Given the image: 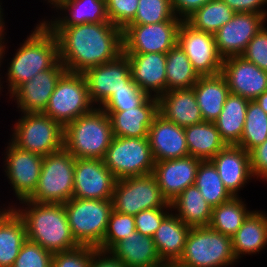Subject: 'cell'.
<instances>
[{
  "mask_svg": "<svg viewBox=\"0 0 267 267\" xmlns=\"http://www.w3.org/2000/svg\"><path fill=\"white\" fill-rule=\"evenodd\" d=\"M47 27L57 38L59 60L67 72L84 73L123 54V31L113 23Z\"/></svg>",
  "mask_w": 267,
  "mask_h": 267,
  "instance_id": "1",
  "label": "cell"
},
{
  "mask_svg": "<svg viewBox=\"0 0 267 267\" xmlns=\"http://www.w3.org/2000/svg\"><path fill=\"white\" fill-rule=\"evenodd\" d=\"M20 204H23L22 208L10 204L8 207H12L23 219L27 240L52 253L80 246L72 235L64 204L39 203L28 199Z\"/></svg>",
  "mask_w": 267,
  "mask_h": 267,
  "instance_id": "2",
  "label": "cell"
},
{
  "mask_svg": "<svg viewBox=\"0 0 267 267\" xmlns=\"http://www.w3.org/2000/svg\"><path fill=\"white\" fill-rule=\"evenodd\" d=\"M39 22L9 62L5 82L10 95L21 84L59 61L56 36L42 21Z\"/></svg>",
  "mask_w": 267,
  "mask_h": 267,
  "instance_id": "3",
  "label": "cell"
},
{
  "mask_svg": "<svg viewBox=\"0 0 267 267\" xmlns=\"http://www.w3.org/2000/svg\"><path fill=\"white\" fill-rule=\"evenodd\" d=\"M112 138L110 118L97 106L64 127V148L75 158L103 159Z\"/></svg>",
  "mask_w": 267,
  "mask_h": 267,
  "instance_id": "4",
  "label": "cell"
},
{
  "mask_svg": "<svg viewBox=\"0 0 267 267\" xmlns=\"http://www.w3.org/2000/svg\"><path fill=\"white\" fill-rule=\"evenodd\" d=\"M64 208L77 243L80 246L99 248L113 211L112 199L71 198L64 203Z\"/></svg>",
  "mask_w": 267,
  "mask_h": 267,
  "instance_id": "5",
  "label": "cell"
},
{
  "mask_svg": "<svg viewBox=\"0 0 267 267\" xmlns=\"http://www.w3.org/2000/svg\"><path fill=\"white\" fill-rule=\"evenodd\" d=\"M178 262L188 267H228L238 262L232 238L209 226L191 227Z\"/></svg>",
  "mask_w": 267,
  "mask_h": 267,
  "instance_id": "6",
  "label": "cell"
},
{
  "mask_svg": "<svg viewBox=\"0 0 267 267\" xmlns=\"http://www.w3.org/2000/svg\"><path fill=\"white\" fill-rule=\"evenodd\" d=\"M15 123L10 140L18 148L43 157L64 148V127L44 113H21Z\"/></svg>",
  "mask_w": 267,
  "mask_h": 267,
  "instance_id": "7",
  "label": "cell"
},
{
  "mask_svg": "<svg viewBox=\"0 0 267 267\" xmlns=\"http://www.w3.org/2000/svg\"><path fill=\"white\" fill-rule=\"evenodd\" d=\"M75 159L65 148L44 156L37 188L28 200L64 204L73 198Z\"/></svg>",
  "mask_w": 267,
  "mask_h": 267,
  "instance_id": "8",
  "label": "cell"
},
{
  "mask_svg": "<svg viewBox=\"0 0 267 267\" xmlns=\"http://www.w3.org/2000/svg\"><path fill=\"white\" fill-rule=\"evenodd\" d=\"M93 105L84 74L66 71L58 80L43 113L65 127L92 111Z\"/></svg>",
  "mask_w": 267,
  "mask_h": 267,
  "instance_id": "9",
  "label": "cell"
},
{
  "mask_svg": "<svg viewBox=\"0 0 267 267\" xmlns=\"http://www.w3.org/2000/svg\"><path fill=\"white\" fill-rule=\"evenodd\" d=\"M103 162L117 180L152 174L155 164L148 137L113 136Z\"/></svg>",
  "mask_w": 267,
  "mask_h": 267,
  "instance_id": "10",
  "label": "cell"
},
{
  "mask_svg": "<svg viewBox=\"0 0 267 267\" xmlns=\"http://www.w3.org/2000/svg\"><path fill=\"white\" fill-rule=\"evenodd\" d=\"M112 204L113 210L133 216L146 209L171 207L153 174L117 180Z\"/></svg>",
  "mask_w": 267,
  "mask_h": 267,
  "instance_id": "11",
  "label": "cell"
},
{
  "mask_svg": "<svg viewBox=\"0 0 267 267\" xmlns=\"http://www.w3.org/2000/svg\"><path fill=\"white\" fill-rule=\"evenodd\" d=\"M182 21L129 24L123 31V53H167L177 44Z\"/></svg>",
  "mask_w": 267,
  "mask_h": 267,
  "instance_id": "12",
  "label": "cell"
},
{
  "mask_svg": "<svg viewBox=\"0 0 267 267\" xmlns=\"http://www.w3.org/2000/svg\"><path fill=\"white\" fill-rule=\"evenodd\" d=\"M83 74L90 100L98 107L121 88H140L131 77L129 60L124 53L111 62L87 69Z\"/></svg>",
  "mask_w": 267,
  "mask_h": 267,
  "instance_id": "13",
  "label": "cell"
},
{
  "mask_svg": "<svg viewBox=\"0 0 267 267\" xmlns=\"http://www.w3.org/2000/svg\"><path fill=\"white\" fill-rule=\"evenodd\" d=\"M177 44L199 76L221 73L223 58L218 54L214 34L199 31L183 20L178 30Z\"/></svg>",
  "mask_w": 267,
  "mask_h": 267,
  "instance_id": "14",
  "label": "cell"
},
{
  "mask_svg": "<svg viewBox=\"0 0 267 267\" xmlns=\"http://www.w3.org/2000/svg\"><path fill=\"white\" fill-rule=\"evenodd\" d=\"M6 148L4 172L20 202L28 199L37 188L43 156L22 150L11 141Z\"/></svg>",
  "mask_w": 267,
  "mask_h": 267,
  "instance_id": "15",
  "label": "cell"
},
{
  "mask_svg": "<svg viewBox=\"0 0 267 267\" xmlns=\"http://www.w3.org/2000/svg\"><path fill=\"white\" fill-rule=\"evenodd\" d=\"M116 181L103 159H75L73 198L112 199Z\"/></svg>",
  "mask_w": 267,
  "mask_h": 267,
  "instance_id": "16",
  "label": "cell"
},
{
  "mask_svg": "<svg viewBox=\"0 0 267 267\" xmlns=\"http://www.w3.org/2000/svg\"><path fill=\"white\" fill-rule=\"evenodd\" d=\"M266 21L264 14L235 13L233 18L214 34L218 54L223 59L240 56Z\"/></svg>",
  "mask_w": 267,
  "mask_h": 267,
  "instance_id": "17",
  "label": "cell"
},
{
  "mask_svg": "<svg viewBox=\"0 0 267 267\" xmlns=\"http://www.w3.org/2000/svg\"><path fill=\"white\" fill-rule=\"evenodd\" d=\"M221 74L226 79L231 94L249 101L255 100L267 90V71L241 56L223 59Z\"/></svg>",
  "mask_w": 267,
  "mask_h": 267,
  "instance_id": "18",
  "label": "cell"
},
{
  "mask_svg": "<svg viewBox=\"0 0 267 267\" xmlns=\"http://www.w3.org/2000/svg\"><path fill=\"white\" fill-rule=\"evenodd\" d=\"M65 72L66 68L59 60L52 68L21 84L9 97L16 100L17 108L22 113H43L58 80Z\"/></svg>",
  "mask_w": 267,
  "mask_h": 267,
  "instance_id": "19",
  "label": "cell"
},
{
  "mask_svg": "<svg viewBox=\"0 0 267 267\" xmlns=\"http://www.w3.org/2000/svg\"><path fill=\"white\" fill-rule=\"evenodd\" d=\"M201 159L191 155L155 162L153 175L162 196L171 203L188 186L195 184Z\"/></svg>",
  "mask_w": 267,
  "mask_h": 267,
  "instance_id": "20",
  "label": "cell"
},
{
  "mask_svg": "<svg viewBox=\"0 0 267 267\" xmlns=\"http://www.w3.org/2000/svg\"><path fill=\"white\" fill-rule=\"evenodd\" d=\"M148 141L155 162L189 155L184 128L159 113L149 127Z\"/></svg>",
  "mask_w": 267,
  "mask_h": 267,
  "instance_id": "21",
  "label": "cell"
},
{
  "mask_svg": "<svg viewBox=\"0 0 267 267\" xmlns=\"http://www.w3.org/2000/svg\"><path fill=\"white\" fill-rule=\"evenodd\" d=\"M124 54L129 60L131 77L142 91L157 98L166 92V53Z\"/></svg>",
  "mask_w": 267,
  "mask_h": 267,
  "instance_id": "22",
  "label": "cell"
},
{
  "mask_svg": "<svg viewBox=\"0 0 267 267\" xmlns=\"http://www.w3.org/2000/svg\"><path fill=\"white\" fill-rule=\"evenodd\" d=\"M211 161L216 166L219 176L229 193L238 197V191L254 179L250 153L237 145H227Z\"/></svg>",
  "mask_w": 267,
  "mask_h": 267,
  "instance_id": "23",
  "label": "cell"
},
{
  "mask_svg": "<svg viewBox=\"0 0 267 267\" xmlns=\"http://www.w3.org/2000/svg\"><path fill=\"white\" fill-rule=\"evenodd\" d=\"M104 112L110 118L113 136L146 138L149 127L158 114V98L149 96L137 108Z\"/></svg>",
  "mask_w": 267,
  "mask_h": 267,
  "instance_id": "24",
  "label": "cell"
},
{
  "mask_svg": "<svg viewBox=\"0 0 267 267\" xmlns=\"http://www.w3.org/2000/svg\"><path fill=\"white\" fill-rule=\"evenodd\" d=\"M64 16L42 20L46 26H74L84 23L109 22L105 0H45ZM67 10V11H66ZM67 12V13H66Z\"/></svg>",
  "mask_w": 267,
  "mask_h": 267,
  "instance_id": "25",
  "label": "cell"
},
{
  "mask_svg": "<svg viewBox=\"0 0 267 267\" xmlns=\"http://www.w3.org/2000/svg\"><path fill=\"white\" fill-rule=\"evenodd\" d=\"M158 113L180 127H189L203 120L194 88L175 89L158 97Z\"/></svg>",
  "mask_w": 267,
  "mask_h": 267,
  "instance_id": "26",
  "label": "cell"
},
{
  "mask_svg": "<svg viewBox=\"0 0 267 267\" xmlns=\"http://www.w3.org/2000/svg\"><path fill=\"white\" fill-rule=\"evenodd\" d=\"M126 267H158L161 260L153 237L135 231L109 250Z\"/></svg>",
  "mask_w": 267,
  "mask_h": 267,
  "instance_id": "27",
  "label": "cell"
},
{
  "mask_svg": "<svg viewBox=\"0 0 267 267\" xmlns=\"http://www.w3.org/2000/svg\"><path fill=\"white\" fill-rule=\"evenodd\" d=\"M267 245V213L253 210L232 237V250L238 261L242 256L259 254Z\"/></svg>",
  "mask_w": 267,
  "mask_h": 267,
  "instance_id": "28",
  "label": "cell"
},
{
  "mask_svg": "<svg viewBox=\"0 0 267 267\" xmlns=\"http://www.w3.org/2000/svg\"><path fill=\"white\" fill-rule=\"evenodd\" d=\"M6 208H0V267H12L27 240L23 219L12 207Z\"/></svg>",
  "mask_w": 267,
  "mask_h": 267,
  "instance_id": "29",
  "label": "cell"
},
{
  "mask_svg": "<svg viewBox=\"0 0 267 267\" xmlns=\"http://www.w3.org/2000/svg\"><path fill=\"white\" fill-rule=\"evenodd\" d=\"M193 88L203 120L215 121L230 94L226 79L221 73L200 76Z\"/></svg>",
  "mask_w": 267,
  "mask_h": 267,
  "instance_id": "30",
  "label": "cell"
},
{
  "mask_svg": "<svg viewBox=\"0 0 267 267\" xmlns=\"http://www.w3.org/2000/svg\"><path fill=\"white\" fill-rule=\"evenodd\" d=\"M190 228L174 212H170L162 220L153 236V241L163 262L179 260Z\"/></svg>",
  "mask_w": 267,
  "mask_h": 267,
  "instance_id": "31",
  "label": "cell"
},
{
  "mask_svg": "<svg viewBox=\"0 0 267 267\" xmlns=\"http://www.w3.org/2000/svg\"><path fill=\"white\" fill-rule=\"evenodd\" d=\"M175 215L190 227L209 226L213 207L195 185L188 186L170 203Z\"/></svg>",
  "mask_w": 267,
  "mask_h": 267,
  "instance_id": "32",
  "label": "cell"
},
{
  "mask_svg": "<svg viewBox=\"0 0 267 267\" xmlns=\"http://www.w3.org/2000/svg\"><path fill=\"white\" fill-rule=\"evenodd\" d=\"M249 100L229 94L219 117L213 121L226 145H239L244 131Z\"/></svg>",
  "mask_w": 267,
  "mask_h": 267,
  "instance_id": "33",
  "label": "cell"
},
{
  "mask_svg": "<svg viewBox=\"0 0 267 267\" xmlns=\"http://www.w3.org/2000/svg\"><path fill=\"white\" fill-rule=\"evenodd\" d=\"M189 155L211 160L227 145L213 122L202 121L184 128Z\"/></svg>",
  "mask_w": 267,
  "mask_h": 267,
  "instance_id": "34",
  "label": "cell"
},
{
  "mask_svg": "<svg viewBox=\"0 0 267 267\" xmlns=\"http://www.w3.org/2000/svg\"><path fill=\"white\" fill-rule=\"evenodd\" d=\"M199 77L186 53L178 44L166 53V92L192 88Z\"/></svg>",
  "mask_w": 267,
  "mask_h": 267,
  "instance_id": "35",
  "label": "cell"
},
{
  "mask_svg": "<svg viewBox=\"0 0 267 267\" xmlns=\"http://www.w3.org/2000/svg\"><path fill=\"white\" fill-rule=\"evenodd\" d=\"M251 212L241 197H232L213 207L209 227L232 238Z\"/></svg>",
  "mask_w": 267,
  "mask_h": 267,
  "instance_id": "36",
  "label": "cell"
},
{
  "mask_svg": "<svg viewBox=\"0 0 267 267\" xmlns=\"http://www.w3.org/2000/svg\"><path fill=\"white\" fill-rule=\"evenodd\" d=\"M235 13L223 0H211L195 10L185 21L199 31L215 34Z\"/></svg>",
  "mask_w": 267,
  "mask_h": 267,
  "instance_id": "37",
  "label": "cell"
},
{
  "mask_svg": "<svg viewBox=\"0 0 267 267\" xmlns=\"http://www.w3.org/2000/svg\"><path fill=\"white\" fill-rule=\"evenodd\" d=\"M194 185L212 207H216L233 197L225 188L218 170L211 160H201Z\"/></svg>",
  "mask_w": 267,
  "mask_h": 267,
  "instance_id": "38",
  "label": "cell"
},
{
  "mask_svg": "<svg viewBox=\"0 0 267 267\" xmlns=\"http://www.w3.org/2000/svg\"><path fill=\"white\" fill-rule=\"evenodd\" d=\"M245 118L244 131L238 146L250 152L267 140V114L253 100L247 105Z\"/></svg>",
  "mask_w": 267,
  "mask_h": 267,
  "instance_id": "39",
  "label": "cell"
},
{
  "mask_svg": "<svg viewBox=\"0 0 267 267\" xmlns=\"http://www.w3.org/2000/svg\"><path fill=\"white\" fill-rule=\"evenodd\" d=\"M165 21H183L176 17L171 0H139L136 16L130 24H154Z\"/></svg>",
  "mask_w": 267,
  "mask_h": 267,
  "instance_id": "40",
  "label": "cell"
},
{
  "mask_svg": "<svg viewBox=\"0 0 267 267\" xmlns=\"http://www.w3.org/2000/svg\"><path fill=\"white\" fill-rule=\"evenodd\" d=\"M135 231L133 215L122 214L113 210L110 214L103 242L98 249L109 251L116 243L129 237Z\"/></svg>",
  "mask_w": 267,
  "mask_h": 267,
  "instance_id": "41",
  "label": "cell"
},
{
  "mask_svg": "<svg viewBox=\"0 0 267 267\" xmlns=\"http://www.w3.org/2000/svg\"><path fill=\"white\" fill-rule=\"evenodd\" d=\"M149 95L140 88H121L115 91L100 108L103 111H125L139 107Z\"/></svg>",
  "mask_w": 267,
  "mask_h": 267,
  "instance_id": "42",
  "label": "cell"
},
{
  "mask_svg": "<svg viewBox=\"0 0 267 267\" xmlns=\"http://www.w3.org/2000/svg\"><path fill=\"white\" fill-rule=\"evenodd\" d=\"M53 253L26 240L12 267H52Z\"/></svg>",
  "mask_w": 267,
  "mask_h": 267,
  "instance_id": "43",
  "label": "cell"
},
{
  "mask_svg": "<svg viewBox=\"0 0 267 267\" xmlns=\"http://www.w3.org/2000/svg\"><path fill=\"white\" fill-rule=\"evenodd\" d=\"M139 0H105L110 23L124 30L134 19Z\"/></svg>",
  "mask_w": 267,
  "mask_h": 267,
  "instance_id": "44",
  "label": "cell"
},
{
  "mask_svg": "<svg viewBox=\"0 0 267 267\" xmlns=\"http://www.w3.org/2000/svg\"><path fill=\"white\" fill-rule=\"evenodd\" d=\"M93 248L78 246L72 250L53 253L52 267H90Z\"/></svg>",
  "mask_w": 267,
  "mask_h": 267,
  "instance_id": "45",
  "label": "cell"
},
{
  "mask_svg": "<svg viewBox=\"0 0 267 267\" xmlns=\"http://www.w3.org/2000/svg\"><path fill=\"white\" fill-rule=\"evenodd\" d=\"M265 26L250 40L240 56L254 63L261 70L267 71V27Z\"/></svg>",
  "mask_w": 267,
  "mask_h": 267,
  "instance_id": "46",
  "label": "cell"
},
{
  "mask_svg": "<svg viewBox=\"0 0 267 267\" xmlns=\"http://www.w3.org/2000/svg\"><path fill=\"white\" fill-rule=\"evenodd\" d=\"M171 210V207H161L139 212L134 216L136 231L142 235L153 237L162 220Z\"/></svg>",
  "mask_w": 267,
  "mask_h": 267,
  "instance_id": "47",
  "label": "cell"
},
{
  "mask_svg": "<svg viewBox=\"0 0 267 267\" xmlns=\"http://www.w3.org/2000/svg\"><path fill=\"white\" fill-rule=\"evenodd\" d=\"M249 153L254 178L267 181V140L256 146Z\"/></svg>",
  "mask_w": 267,
  "mask_h": 267,
  "instance_id": "48",
  "label": "cell"
},
{
  "mask_svg": "<svg viewBox=\"0 0 267 267\" xmlns=\"http://www.w3.org/2000/svg\"><path fill=\"white\" fill-rule=\"evenodd\" d=\"M223 1L236 13L251 12L256 14H264L267 17V11L264 10L265 9L264 7L267 5V0H223Z\"/></svg>",
  "mask_w": 267,
  "mask_h": 267,
  "instance_id": "49",
  "label": "cell"
},
{
  "mask_svg": "<svg viewBox=\"0 0 267 267\" xmlns=\"http://www.w3.org/2000/svg\"><path fill=\"white\" fill-rule=\"evenodd\" d=\"M209 1L211 0H171V4L175 16L185 20Z\"/></svg>",
  "mask_w": 267,
  "mask_h": 267,
  "instance_id": "50",
  "label": "cell"
},
{
  "mask_svg": "<svg viewBox=\"0 0 267 267\" xmlns=\"http://www.w3.org/2000/svg\"><path fill=\"white\" fill-rule=\"evenodd\" d=\"M90 267H126L110 251L93 248L92 261Z\"/></svg>",
  "mask_w": 267,
  "mask_h": 267,
  "instance_id": "51",
  "label": "cell"
},
{
  "mask_svg": "<svg viewBox=\"0 0 267 267\" xmlns=\"http://www.w3.org/2000/svg\"><path fill=\"white\" fill-rule=\"evenodd\" d=\"M5 35L4 36H0V67H1V64L3 63V61L2 60H4L5 58V51H6V45L5 44H7V42H5ZM4 56V57H3ZM2 62V63H1ZM1 76V75H0ZM1 79L2 78H0V92H1V90H2V83H1ZM1 94V93H0Z\"/></svg>",
  "mask_w": 267,
  "mask_h": 267,
  "instance_id": "52",
  "label": "cell"
},
{
  "mask_svg": "<svg viewBox=\"0 0 267 267\" xmlns=\"http://www.w3.org/2000/svg\"><path fill=\"white\" fill-rule=\"evenodd\" d=\"M255 101L261 107V109L267 114V90L259 95Z\"/></svg>",
  "mask_w": 267,
  "mask_h": 267,
  "instance_id": "53",
  "label": "cell"
},
{
  "mask_svg": "<svg viewBox=\"0 0 267 267\" xmlns=\"http://www.w3.org/2000/svg\"><path fill=\"white\" fill-rule=\"evenodd\" d=\"M158 267H188L180 264L178 261H164Z\"/></svg>",
  "mask_w": 267,
  "mask_h": 267,
  "instance_id": "54",
  "label": "cell"
},
{
  "mask_svg": "<svg viewBox=\"0 0 267 267\" xmlns=\"http://www.w3.org/2000/svg\"><path fill=\"white\" fill-rule=\"evenodd\" d=\"M1 2H0V36H4V30L5 29V22H4V18H3V9L1 8Z\"/></svg>",
  "mask_w": 267,
  "mask_h": 267,
  "instance_id": "55",
  "label": "cell"
}]
</instances>
